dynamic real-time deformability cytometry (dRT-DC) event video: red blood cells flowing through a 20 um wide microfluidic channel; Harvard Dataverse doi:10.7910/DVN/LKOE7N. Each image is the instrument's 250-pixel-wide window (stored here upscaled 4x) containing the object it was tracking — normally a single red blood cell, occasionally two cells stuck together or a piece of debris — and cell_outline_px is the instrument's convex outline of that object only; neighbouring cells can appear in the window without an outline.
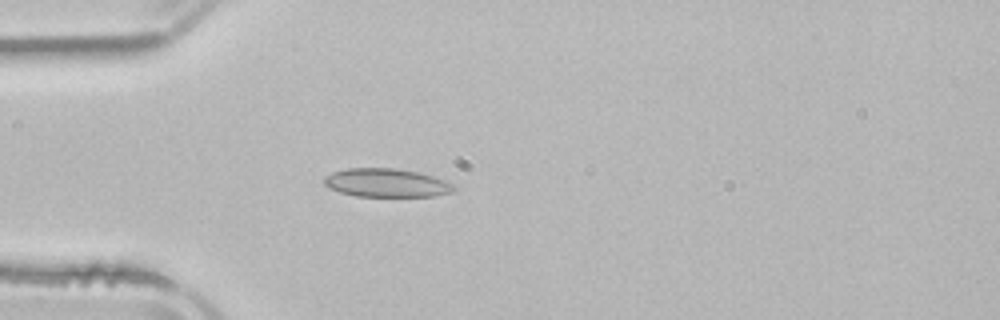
{"species": "common noctule bat (a hibernating species)", "species_latin": "Nyctalus noctula", "temperature_condition": "room temperature", "stored_images_in_passage": 3, "camera_frame_rate_fps": 3000, "um_per_image_px": 0.085, "animal": {"sex": "male", "body_mass_g": 21.5, "forearm_length_mm": 52.0}, "frame": {"image": 1, "passage_image": 3, "time_ms": 4.0, "image_size_px": [1000, 320], "cell_outline_px": [[456, 188], [452, 192], [436, 196], [356, 196], [340, 192], [328, 188], [324, 184], [324, 176], [332, 172], [348, 168], [396, 168], [416, 172], [432, 176], [444, 180], [452, 184]], "centroid_in_image_um": [32.82, 15.54], "position_along_channel_um": 52.2, "area_um2": 21.5}}